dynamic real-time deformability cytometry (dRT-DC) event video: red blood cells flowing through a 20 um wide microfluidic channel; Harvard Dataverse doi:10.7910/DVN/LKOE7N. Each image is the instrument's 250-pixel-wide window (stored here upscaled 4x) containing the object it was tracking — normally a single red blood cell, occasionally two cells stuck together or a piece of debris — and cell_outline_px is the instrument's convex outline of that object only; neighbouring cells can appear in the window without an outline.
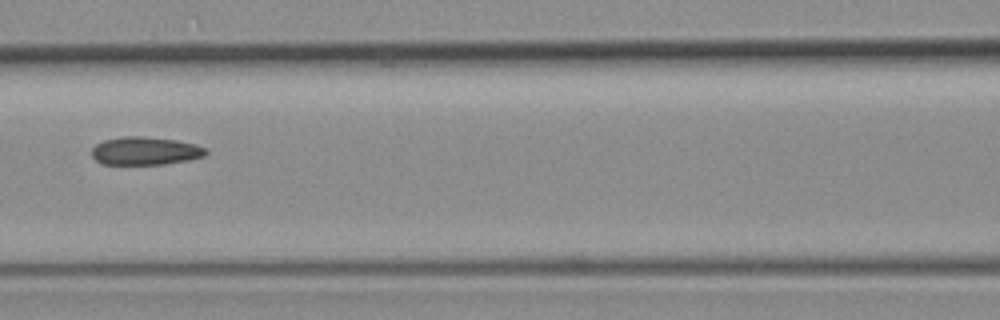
{"species": "common noctule bat (a hibernating species)", "species_latin": "Nyctalus noctula", "temperature_condition": "room temperature", "stored_images_in_passage": 6, "camera_frame_rate_fps": 3000, "um_per_image_px": 0.085, "animal": {"sex": "female", "body_mass_g": 19.3, "forearm_length_mm": 54.1}, "frame": {"image": 1, "passage_image": 6, "time_ms": 6.667, "image_size_px": [1000, 320], "cell_outline_px": [[208, 152], [204, 156], [188, 160], [164, 164], [100, 164], [92, 156], [92, 148], [96, 144], [104, 140], [124, 136], [144, 136], [176, 140], [196, 144], [208, 148]], "centroid_in_image_um": [12.36, 12.82], "position_along_channel_um": 154.2, "area_um2": 18.79}}